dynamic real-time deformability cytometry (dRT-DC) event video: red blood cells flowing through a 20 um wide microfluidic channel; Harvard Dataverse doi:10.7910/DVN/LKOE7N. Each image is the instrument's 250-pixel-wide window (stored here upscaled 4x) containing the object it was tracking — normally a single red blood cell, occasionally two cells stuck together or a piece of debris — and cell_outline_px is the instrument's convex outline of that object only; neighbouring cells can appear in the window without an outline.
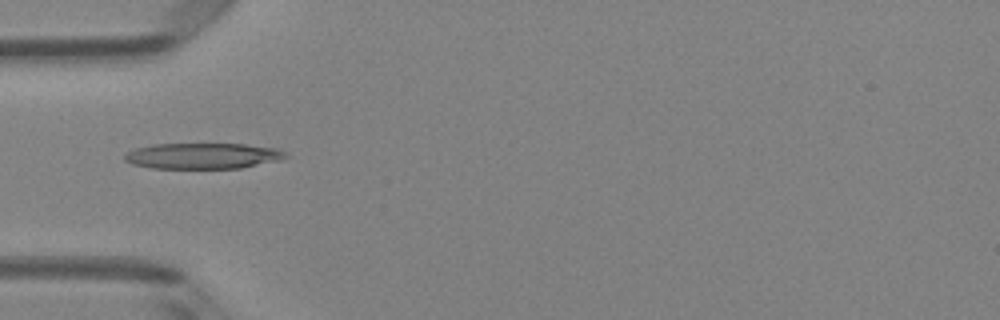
{"species": "Egyptian fruit bat (a non-hibernating species)", "species_latin": "Rousettus aegyptiacus", "temperature_condition": "room temperature", "stored_images_in_passage": 5, "camera_frame_rate_fps": 3000, "um_per_image_px": 0.085, "animal": {"sex": "female"}, "frame": {"image": 1, "passage_image": 5, "time_ms": 1.333, "image_size_px": [1000, 320], "cell_outline_px": [[288, 156], [284, 160], [240, 168], [152, 168], [132, 164], [124, 160], [124, 156], [128, 152], [136, 148], [152, 144], [244, 144], [280, 148]], "centroid_in_image_um": [17.29, 13.25], "position_along_channel_um": 67.7, "area_um2": 24.39}}